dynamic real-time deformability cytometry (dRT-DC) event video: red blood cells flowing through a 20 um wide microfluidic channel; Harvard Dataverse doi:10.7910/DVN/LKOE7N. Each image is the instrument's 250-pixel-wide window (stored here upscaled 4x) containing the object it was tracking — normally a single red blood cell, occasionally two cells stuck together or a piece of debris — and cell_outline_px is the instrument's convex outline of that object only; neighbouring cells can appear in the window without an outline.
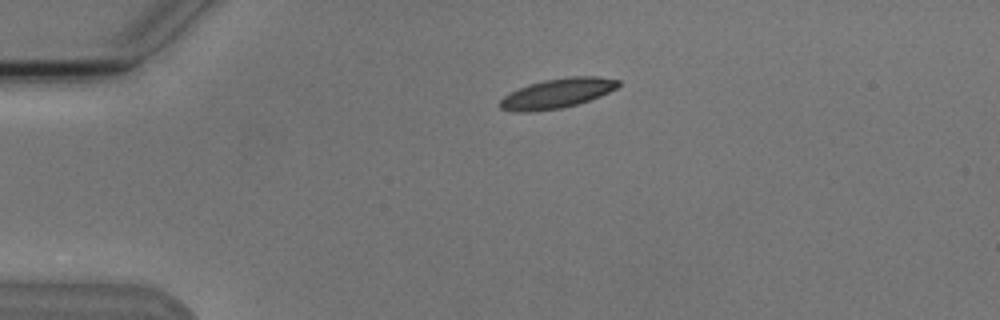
{"species": "Egyptian fruit bat (a non-hibernating species)", "species_latin": "Rousettus aegyptiacus", "temperature_condition": "cold", "stored_images_in_passage": 2, "camera_frame_rate_fps": 3000, "um_per_image_px": 0.085, "animal": {"sex": "male"}, "frame": {"image": 1, "passage_image": 1, "time_ms": 0.0, "image_size_px": [1000, 320], "cell_outline_px": [[620, 84], [616, 88], [600, 96], [564, 108], [532, 112], [516, 112], [500, 108], [500, 100], [504, 96], [528, 84], [544, 80], [572, 76], [596, 76], [620, 80]], "centroid_in_image_um": [47.36, 7.94], "position_along_channel_um": 37.6, "area_um2": 20.35}}